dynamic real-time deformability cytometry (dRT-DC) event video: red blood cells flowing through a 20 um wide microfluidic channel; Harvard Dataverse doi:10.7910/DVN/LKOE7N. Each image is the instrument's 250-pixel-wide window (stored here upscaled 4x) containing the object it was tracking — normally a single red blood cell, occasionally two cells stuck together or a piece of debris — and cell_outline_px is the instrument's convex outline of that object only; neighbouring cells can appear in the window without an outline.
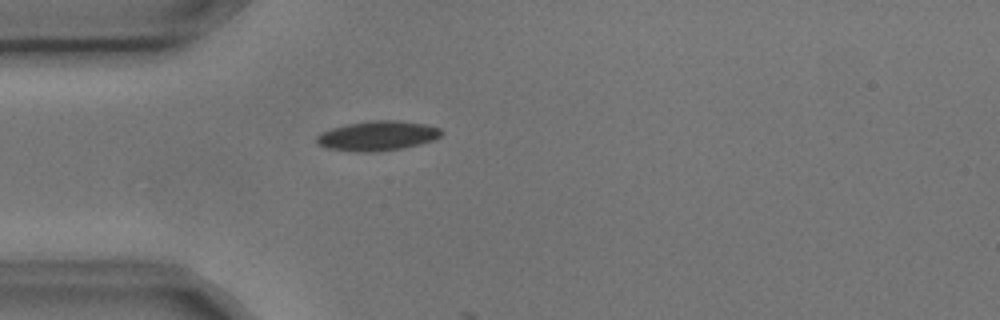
{"species": "common noctule bat (a hibernating species)", "species_latin": "Nyctalus noctula", "temperature_condition": "cold", "stored_images_in_passage": 1, "camera_frame_rate_fps": 3000, "um_per_image_px": 0.085, "animal": {"sex": "male", "body_mass_g": 17.9, "forearm_length_mm": 54.2}, "frame": {"image": 1, "passage_image": 1, "time_ms": 0.0, "image_size_px": [1000, 320], "cell_outline_px": [[444, 132], [440, 136], [432, 140], [420, 144], [400, 148], [376, 152], [356, 152], [328, 148], [320, 144], [316, 140], [316, 136], [332, 128], [348, 124], [372, 120], [396, 120], [424, 124], [440, 128]], "centroid_in_image_um": [32.11, 11.54], "position_along_channel_um": 52.9, "area_um2": 21.33}}